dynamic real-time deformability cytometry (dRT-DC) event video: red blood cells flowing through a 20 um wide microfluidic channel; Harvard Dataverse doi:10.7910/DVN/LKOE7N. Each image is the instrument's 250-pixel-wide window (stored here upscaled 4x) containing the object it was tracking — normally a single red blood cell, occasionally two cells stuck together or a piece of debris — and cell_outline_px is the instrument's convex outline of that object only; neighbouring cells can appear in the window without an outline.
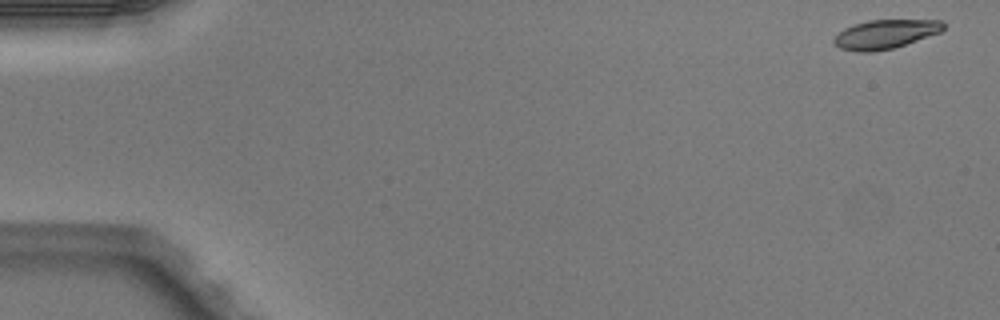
{"species": "Egyptian fruit bat (a non-hibernating species)", "species_latin": "Rousettus aegyptiacus", "temperature_condition": "warm", "stored_images_in_passage": 9, "camera_frame_rate_fps": 3000, "um_per_image_px": 0.085, "animal": {"sex": "male"}, "frame": {"image": 1, "passage_image": 1, "time_ms": 0.0, "image_size_px": [1000, 320], "cell_outline_px": [[944, 28], [940, 32], [892, 48], [872, 52], [856, 52], [840, 48], [832, 44], [832, 40], [844, 28], [852, 24], [868, 20], [940, 20], [944, 24]], "centroid_in_image_um": [75.18, 2.9], "position_along_channel_um": 9.8, "area_um2": 18.38}}